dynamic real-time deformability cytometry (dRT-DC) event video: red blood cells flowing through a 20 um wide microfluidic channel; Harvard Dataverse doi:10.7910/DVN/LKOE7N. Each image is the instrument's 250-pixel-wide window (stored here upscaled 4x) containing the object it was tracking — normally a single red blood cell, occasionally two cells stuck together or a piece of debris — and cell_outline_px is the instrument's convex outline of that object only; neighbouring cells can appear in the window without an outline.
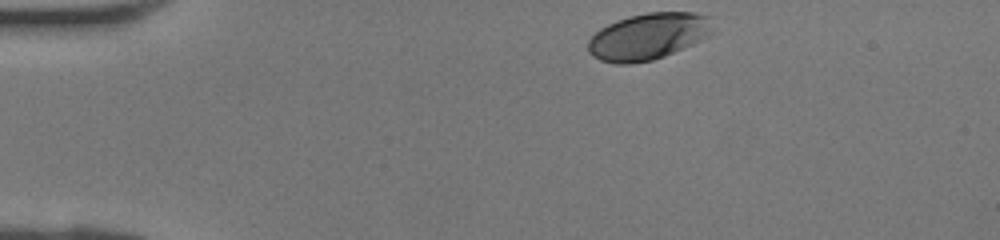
{"species": "human", "species_latin": "Homo sapiens", "temperature_condition": "room temperature", "stored_images_in_passage": 35, "camera_frame_rate_fps": 3000, "um_per_image_px": 0.085, "donor": {"sex": "female"}, "frame": {"image": 1, "passage_image": 1, "time_ms": 0.0, "image_size_px": [1000, 240], "cell_outline_px": [[708, 36], [692, 44], [664, 56], [652, 60], [632, 64], [616, 64], [600, 60], [592, 56], [588, 52], [588, 40], [600, 28], [616, 20], [628, 16], [648, 12], [696, 12], [708, 16]], "centroid_in_image_um": [55.01, 3.1], "position_along_channel_um": 30.0, "area_um2": 33.52}}
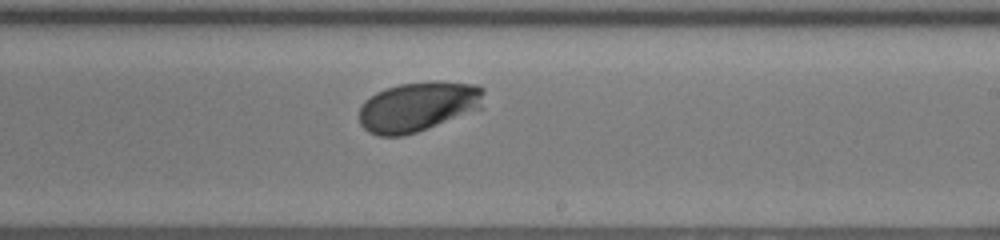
{"frame": {"image": 2, "passage_image": 19, "time_ms": 6.0, "image_size_px": [1000, 240], "cell_outline_px": [[484, 108], [416, 132], [404, 136], [380, 136], [368, 132], [360, 124], [360, 108], [364, 100], [376, 92], [384, 88], [400, 84], [436, 80], [476, 84], [484, 88]], "centroid_in_image_um": [35.57, 9.04], "position_along_channel_um": 253.4, "area_um2": 36.7}}
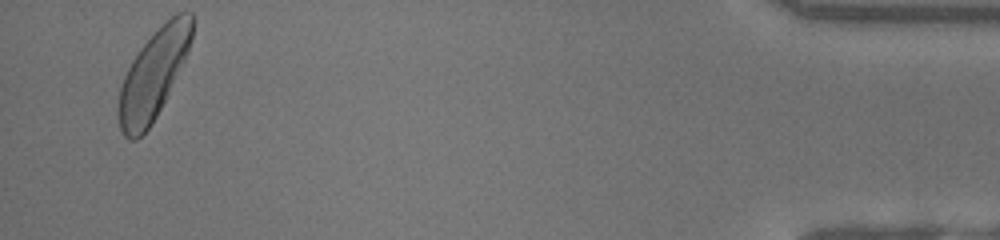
{"frame": {"image": 3, "passage_image": 34, "time_ms": 11.0, "image_size_px": [1000, 240], "cell_outline_px": [[192, 36], [188, 52], [156, 116], [148, 128], [136, 140], [128, 140], [124, 136], [120, 128], [120, 88], [124, 76], [132, 60], [140, 48], [176, 12], [192, 12]], "centroid_in_image_um": [13.04, 6.33], "position_along_channel_um": 422.2, "area_um2": 36.65}}